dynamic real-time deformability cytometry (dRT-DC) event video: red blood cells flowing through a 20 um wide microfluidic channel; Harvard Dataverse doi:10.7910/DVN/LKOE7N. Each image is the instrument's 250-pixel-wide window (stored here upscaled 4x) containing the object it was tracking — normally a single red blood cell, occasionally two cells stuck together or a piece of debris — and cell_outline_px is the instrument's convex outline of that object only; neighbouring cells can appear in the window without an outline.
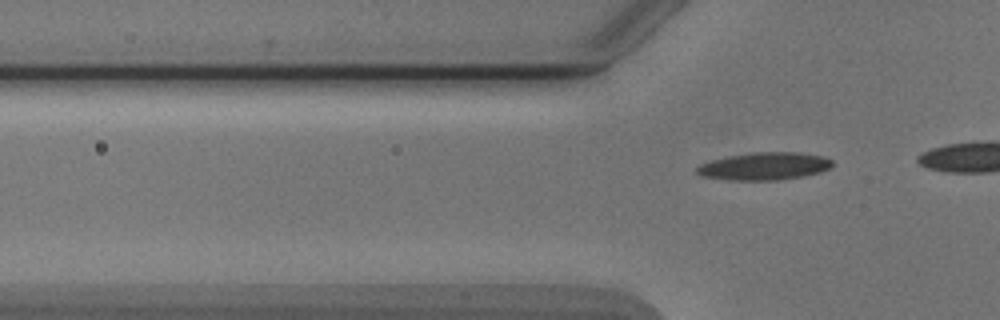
{"species": "Egyptian fruit bat (a non-hibernating species)", "species_latin": "Rousettus aegyptiacus", "temperature_condition": "cold", "stored_images_in_passage": 2, "camera_frame_rate_fps": 3000, "um_per_image_px": 0.085, "animal": {"sex": "male"}, "frame": {"image": 1, "passage_image": 2, "time_ms": 1.333, "image_size_px": [1000, 320], "cell_outline_px": [[832, 168], [820, 172], [804, 176], [776, 180], [736, 180], [704, 176], [696, 172], [696, 168], [700, 164], [712, 160], [728, 156], [752, 152], [796, 152], [824, 156], [832, 160]], "centroid_in_image_um": [65.02, 14.12], "position_along_channel_um": 60.8, "area_um2": 21.68}}